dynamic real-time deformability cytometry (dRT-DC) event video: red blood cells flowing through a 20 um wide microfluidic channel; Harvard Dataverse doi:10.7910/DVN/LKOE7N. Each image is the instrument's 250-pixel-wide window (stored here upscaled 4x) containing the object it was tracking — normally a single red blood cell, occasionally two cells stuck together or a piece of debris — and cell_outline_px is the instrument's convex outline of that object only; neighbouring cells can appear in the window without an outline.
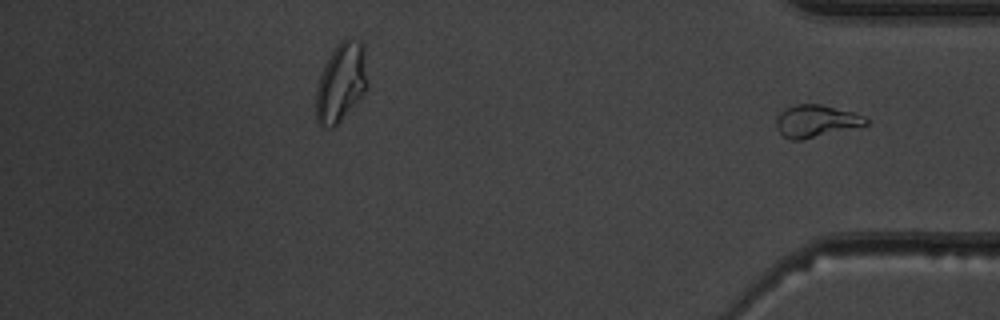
{"species": "common noctule bat (a hibernating species)", "species_latin": "Nyctalus noctula", "temperature_condition": "warm", "stored_images_in_passage": 39, "segment_of_instrument_passage": [2, 2], "camera_frame_rate_fps": 3000, "um_per_image_px": 0.085, "animal": {"sex": "male", "body_mass_g": 19.5, "forearm_length_mm": 54.6}, "frame": {"image": 1, "passage_image": 39, "time_ms": 12.667, "image_size_px": [1000, 320], "cell_outline_px": [[868, 124], [804, 140], [792, 140], [784, 136], [776, 128], [776, 120], [780, 112], [784, 108], [796, 104], [820, 104], [852, 112], [864, 116], [868, 120]], "centroid_in_image_um": [69.33, 10.29], "position_along_channel_um": 365.9, "area_um2": 16.76}}